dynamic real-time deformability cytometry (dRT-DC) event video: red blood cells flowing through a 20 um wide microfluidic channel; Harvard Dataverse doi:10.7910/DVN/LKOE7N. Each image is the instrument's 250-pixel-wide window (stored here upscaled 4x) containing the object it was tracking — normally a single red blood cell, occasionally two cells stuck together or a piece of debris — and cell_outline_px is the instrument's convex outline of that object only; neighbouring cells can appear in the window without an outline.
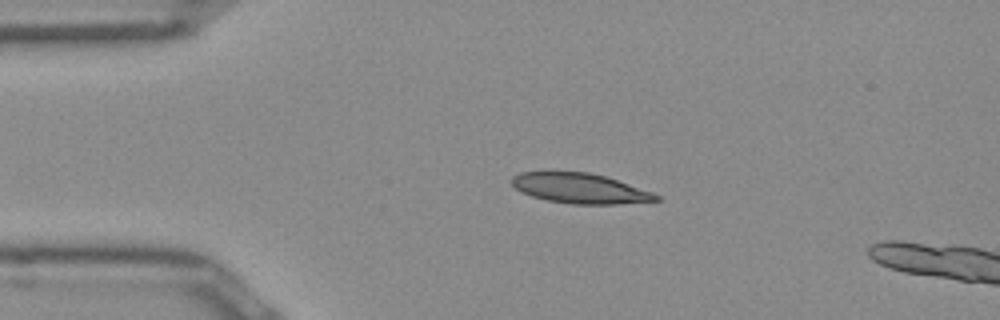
{"species": "Egyptian fruit bat (a non-hibernating species)", "species_latin": "Rousettus aegyptiacus", "temperature_condition": "room temperature", "stored_images_in_passage": 4, "camera_frame_rate_fps": 3000, "um_per_image_px": 0.085, "frame": {"image": 1, "passage_image": 1, "time_ms": 0.0, "image_size_px": [1000, 320], "cell_outline_px": [[660, 200], [616, 204], [572, 204], [548, 200], [532, 196], [520, 192], [512, 184], [512, 176], [520, 172], [548, 168], [588, 172], [604, 176], [652, 192], [660, 196]], "centroid_in_image_um": [49.18, 15.95], "position_along_channel_um": 35.8, "area_um2": 25.95}}